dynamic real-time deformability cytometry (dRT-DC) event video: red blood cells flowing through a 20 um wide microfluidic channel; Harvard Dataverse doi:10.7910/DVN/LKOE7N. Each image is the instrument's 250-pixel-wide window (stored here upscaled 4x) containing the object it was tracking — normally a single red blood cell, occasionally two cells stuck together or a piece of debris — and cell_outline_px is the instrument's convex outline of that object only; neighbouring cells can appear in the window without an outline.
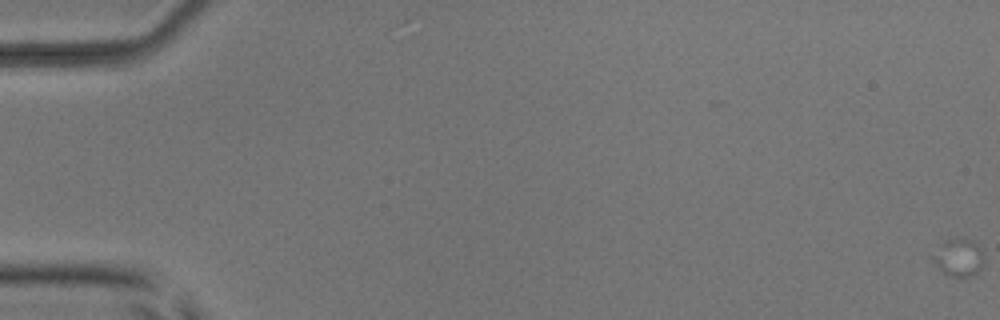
{"species": "common noctule bat (a hibernating species)", "species_latin": "Nyctalus noctula", "temperature_condition": "room temperature", "stored_images_in_passage": 4, "camera_frame_rate_fps": 3000, "um_per_image_px": 0.085, "animal": {"sex": "male", "body_mass_g": 17.9, "forearm_length_mm": 54.2}, "frame": {"image": 1, "passage_image": 1, "time_ms": 0.0, "image_size_px": [1000, 320], "cell_outline_px": [[984, 260], [980, 268], [972, 276], [944, 276], [936, 264], [932, 256], [944, 240], [972, 240], [984, 252]], "centroid_in_image_um": [81.5, 21.92], "position_along_channel_um": 3.5, "area_um2": 10.92}}